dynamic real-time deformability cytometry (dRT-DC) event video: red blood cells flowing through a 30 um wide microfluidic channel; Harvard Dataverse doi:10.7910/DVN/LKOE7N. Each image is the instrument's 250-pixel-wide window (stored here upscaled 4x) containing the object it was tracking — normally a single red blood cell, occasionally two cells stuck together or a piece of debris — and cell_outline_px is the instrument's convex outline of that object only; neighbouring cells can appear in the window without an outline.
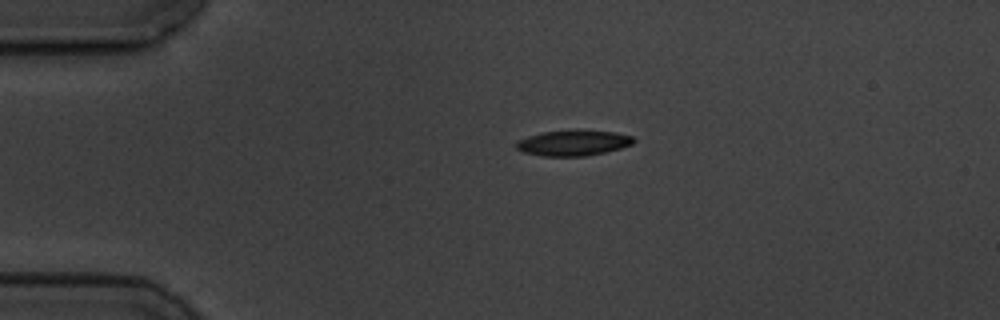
{"species": "common noctule bat (a hibernating species)", "species_latin": "Nyctalus noctula", "temperature_condition": "cold", "stored_images_in_passage": 2, "camera_frame_rate_fps": 3000, "um_per_image_px": 0.085, "animal": {"sex": "male", "body_mass_g": 19.5, "forearm_length_mm": 54.6}, "frame": {"image": 1, "passage_image": 1, "time_ms": 0.0, "image_size_px": [1000, 320], "cell_outline_px": [[636, 140], [632, 144], [620, 148], [588, 156], [544, 156], [524, 152], [516, 148], [516, 140], [528, 136], [544, 132], [576, 128], [616, 132], [632, 136]], "centroid_in_image_um": [48.74, 12.12], "position_along_channel_um": 36.3, "area_um2": 17.86}}